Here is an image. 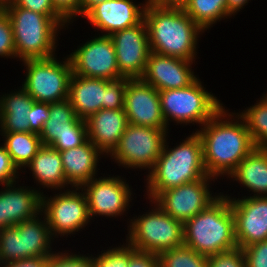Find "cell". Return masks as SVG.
<instances>
[{"mask_svg": "<svg viewBox=\"0 0 267 267\" xmlns=\"http://www.w3.org/2000/svg\"><path fill=\"white\" fill-rule=\"evenodd\" d=\"M259 99L256 104L237 113L245 121L254 145L267 148V91Z\"/></svg>", "mask_w": 267, "mask_h": 267, "instance_id": "obj_30", "label": "cell"}, {"mask_svg": "<svg viewBox=\"0 0 267 267\" xmlns=\"http://www.w3.org/2000/svg\"><path fill=\"white\" fill-rule=\"evenodd\" d=\"M3 145L10 154L13 163L19 170L32 161L38 150L43 146L39 134L34 132L0 133Z\"/></svg>", "mask_w": 267, "mask_h": 267, "instance_id": "obj_28", "label": "cell"}, {"mask_svg": "<svg viewBox=\"0 0 267 267\" xmlns=\"http://www.w3.org/2000/svg\"><path fill=\"white\" fill-rule=\"evenodd\" d=\"M124 110L128 124L168 128L161 110L159 91L141 78L128 80Z\"/></svg>", "mask_w": 267, "mask_h": 267, "instance_id": "obj_17", "label": "cell"}, {"mask_svg": "<svg viewBox=\"0 0 267 267\" xmlns=\"http://www.w3.org/2000/svg\"><path fill=\"white\" fill-rule=\"evenodd\" d=\"M158 267H208V256L183 244L158 254Z\"/></svg>", "mask_w": 267, "mask_h": 267, "instance_id": "obj_31", "label": "cell"}, {"mask_svg": "<svg viewBox=\"0 0 267 267\" xmlns=\"http://www.w3.org/2000/svg\"><path fill=\"white\" fill-rule=\"evenodd\" d=\"M108 176L95 177L80 187L85 193L92 221L95 216L108 218L124 216L131 206L134 196L131 185L119 175L108 174Z\"/></svg>", "mask_w": 267, "mask_h": 267, "instance_id": "obj_13", "label": "cell"}, {"mask_svg": "<svg viewBox=\"0 0 267 267\" xmlns=\"http://www.w3.org/2000/svg\"><path fill=\"white\" fill-rule=\"evenodd\" d=\"M113 245L107 247V250L101 251V254L94 253L93 259L96 267H128L130 258V244L127 242L118 247ZM103 252V253H102Z\"/></svg>", "mask_w": 267, "mask_h": 267, "instance_id": "obj_33", "label": "cell"}, {"mask_svg": "<svg viewBox=\"0 0 267 267\" xmlns=\"http://www.w3.org/2000/svg\"><path fill=\"white\" fill-rule=\"evenodd\" d=\"M56 57L22 61L26 71L21 85L36 102L50 104L68 99L71 62L68 56L63 60Z\"/></svg>", "mask_w": 267, "mask_h": 267, "instance_id": "obj_9", "label": "cell"}, {"mask_svg": "<svg viewBox=\"0 0 267 267\" xmlns=\"http://www.w3.org/2000/svg\"><path fill=\"white\" fill-rule=\"evenodd\" d=\"M88 140L86 120L80 119L71 127V132L57 136L50 145L58 151H65L71 148L79 147Z\"/></svg>", "mask_w": 267, "mask_h": 267, "instance_id": "obj_35", "label": "cell"}, {"mask_svg": "<svg viewBox=\"0 0 267 267\" xmlns=\"http://www.w3.org/2000/svg\"><path fill=\"white\" fill-rule=\"evenodd\" d=\"M246 267H267V240L242 248Z\"/></svg>", "mask_w": 267, "mask_h": 267, "instance_id": "obj_39", "label": "cell"}, {"mask_svg": "<svg viewBox=\"0 0 267 267\" xmlns=\"http://www.w3.org/2000/svg\"><path fill=\"white\" fill-rule=\"evenodd\" d=\"M14 5L24 9L43 14L61 15L53 6L51 0H12Z\"/></svg>", "mask_w": 267, "mask_h": 267, "instance_id": "obj_41", "label": "cell"}, {"mask_svg": "<svg viewBox=\"0 0 267 267\" xmlns=\"http://www.w3.org/2000/svg\"><path fill=\"white\" fill-rule=\"evenodd\" d=\"M165 2H168V3H180L182 0H163Z\"/></svg>", "mask_w": 267, "mask_h": 267, "instance_id": "obj_47", "label": "cell"}, {"mask_svg": "<svg viewBox=\"0 0 267 267\" xmlns=\"http://www.w3.org/2000/svg\"><path fill=\"white\" fill-rule=\"evenodd\" d=\"M208 267H246L242 248L236 247L208 256Z\"/></svg>", "mask_w": 267, "mask_h": 267, "instance_id": "obj_37", "label": "cell"}, {"mask_svg": "<svg viewBox=\"0 0 267 267\" xmlns=\"http://www.w3.org/2000/svg\"><path fill=\"white\" fill-rule=\"evenodd\" d=\"M91 38L67 55L71 62L72 74L106 80L123 77L117 65L112 38L100 33L99 36L97 34Z\"/></svg>", "mask_w": 267, "mask_h": 267, "instance_id": "obj_14", "label": "cell"}, {"mask_svg": "<svg viewBox=\"0 0 267 267\" xmlns=\"http://www.w3.org/2000/svg\"><path fill=\"white\" fill-rule=\"evenodd\" d=\"M225 105L200 129L203 162L209 176L228 177L256 147L243 118Z\"/></svg>", "mask_w": 267, "mask_h": 267, "instance_id": "obj_1", "label": "cell"}, {"mask_svg": "<svg viewBox=\"0 0 267 267\" xmlns=\"http://www.w3.org/2000/svg\"><path fill=\"white\" fill-rule=\"evenodd\" d=\"M29 124L30 132L40 134L44 123L49 118V103L33 101L30 109Z\"/></svg>", "mask_w": 267, "mask_h": 267, "instance_id": "obj_40", "label": "cell"}, {"mask_svg": "<svg viewBox=\"0 0 267 267\" xmlns=\"http://www.w3.org/2000/svg\"><path fill=\"white\" fill-rule=\"evenodd\" d=\"M19 185L18 182L2 185L3 188L0 191V229L15 226L41 213L43 190L39 192L36 187Z\"/></svg>", "mask_w": 267, "mask_h": 267, "instance_id": "obj_20", "label": "cell"}, {"mask_svg": "<svg viewBox=\"0 0 267 267\" xmlns=\"http://www.w3.org/2000/svg\"><path fill=\"white\" fill-rule=\"evenodd\" d=\"M60 154L65 177L71 188H80L97 177L100 158L105 157L90 140L79 147L60 151Z\"/></svg>", "mask_w": 267, "mask_h": 267, "instance_id": "obj_22", "label": "cell"}, {"mask_svg": "<svg viewBox=\"0 0 267 267\" xmlns=\"http://www.w3.org/2000/svg\"><path fill=\"white\" fill-rule=\"evenodd\" d=\"M128 267H158V255L152 252L138 251L130 245Z\"/></svg>", "mask_w": 267, "mask_h": 267, "instance_id": "obj_43", "label": "cell"}, {"mask_svg": "<svg viewBox=\"0 0 267 267\" xmlns=\"http://www.w3.org/2000/svg\"><path fill=\"white\" fill-rule=\"evenodd\" d=\"M179 4L204 32L217 22L231 18L226 0H182Z\"/></svg>", "mask_w": 267, "mask_h": 267, "instance_id": "obj_29", "label": "cell"}, {"mask_svg": "<svg viewBox=\"0 0 267 267\" xmlns=\"http://www.w3.org/2000/svg\"><path fill=\"white\" fill-rule=\"evenodd\" d=\"M202 83L198 78L189 86L159 91L161 110L168 128L170 122L180 126L199 124L201 128L223 107L221 100L208 92Z\"/></svg>", "mask_w": 267, "mask_h": 267, "instance_id": "obj_7", "label": "cell"}, {"mask_svg": "<svg viewBox=\"0 0 267 267\" xmlns=\"http://www.w3.org/2000/svg\"><path fill=\"white\" fill-rule=\"evenodd\" d=\"M68 251V252H67ZM54 252L47 258L46 267H96L93 255L76 254L69 250ZM70 252V253H69Z\"/></svg>", "mask_w": 267, "mask_h": 267, "instance_id": "obj_34", "label": "cell"}, {"mask_svg": "<svg viewBox=\"0 0 267 267\" xmlns=\"http://www.w3.org/2000/svg\"><path fill=\"white\" fill-rule=\"evenodd\" d=\"M27 168L32 172L33 180L35 179L37 187L39 186V192L41 186L43 189H53L52 191L71 187L65 177L60 151L51 146L43 145L25 167L24 172Z\"/></svg>", "mask_w": 267, "mask_h": 267, "instance_id": "obj_23", "label": "cell"}, {"mask_svg": "<svg viewBox=\"0 0 267 267\" xmlns=\"http://www.w3.org/2000/svg\"><path fill=\"white\" fill-rule=\"evenodd\" d=\"M54 193L52 197L42 193L41 208L54 239L75 235L91 223L87 199L80 188H66Z\"/></svg>", "mask_w": 267, "mask_h": 267, "instance_id": "obj_11", "label": "cell"}, {"mask_svg": "<svg viewBox=\"0 0 267 267\" xmlns=\"http://www.w3.org/2000/svg\"><path fill=\"white\" fill-rule=\"evenodd\" d=\"M15 227L20 234H23L24 259L49 257L55 252L51 247L55 239L50 233L46 218L42 212L15 225Z\"/></svg>", "mask_w": 267, "mask_h": 267, "instance_id": "obj_26", "label": "cell"}, {"mask_svg": "<svg viewBox=\"0 0 267 267\" xmlns=\"http://www.w3.org/2000/svg\"><path fill=\"white\" fill-rule=\"evenodd\" d=\"M54 8L72 24L80 16L81 0H51ZM72 22V23H71Z\"/></svg>", "mask_w": 267, "mask_h": 267, "instance_id": "obj_42", "label": "cell"}, {"mask_svg": "<svg viewBox=\"0 0 267 267\" xmlns=\"http://www.w3.org/2000/svg\"><path fill=\"white\" fill-rule=\"evenodd\" d=\"M0 57L17 60L12 24L3 9L0 11Z\"/></svg>", "mask_w": 267, "mask_h": 267, "instance_id": "obj_36", "label": "cell"}, {"mask_svg": "<svg viewBox=\"0 0 267 267\" xmlns=\"http://www.w3.org/2000/svg\"><path fill=\"white\" fill-rule=\"evenodd\" d=\"M212 176L162 191L153 201L172 218L185 223L214 203L223 192L213 194ZM211 188V189H210ZM213 194V195H212ZM218 194V195H217Z\"/></svg>", "mask_w": 267, "mask_h": 267, "instance_id": "obj_12", "label": "cell"}, {"mask_svg": "<svg viewBox=\"0 0 267 267\" xmlns=\"http://www.w3.org/2000/svg\"><path fill=\"white\" fill-rule=\"evenodd\" d=\"M224 196L229 198L234 215L237 247L267 240V196Z\"/></svg>", "mask_w": 267, "mask_h": 267, "instance_id": "obj_16", "label": "cell"}, {"mask_svg": "<svg viewBox=\"0 0 267 267\" xmlns=\"http://www.w3.org/2000/svg\"><path fill=\"white\" fill-rule=\"evenodd\" d=\"M23 259V234L15 226L0 229V265Z\"/></svg>", "mask_w": 267, "mask_h": 267, "instance_id": "obj_32", "label": "cell"}, {"mask_svg": "<svg viewBox=\"0 0 267 267\" xmlns=\"http://www.w3.org/2000/svg\"><path fill=\"white\" fill-rule=\"evenodd\" d=\"M228 178L251 191L250 197L267 196V148L255 147Z\"/></svg>", "mask_w": 267, "mask_h": 267, "instance_id": "obj_24", "label": "cell"}, {"mask_svg": "<svg viewBox=\"0 0 267 267\" xmlns=\"http://www.w3.org/2000/svg\"><path fill=\"white\" fill-rule=\"evenodd\" d=\"M184 245L205 256L237 247L234 215L224 193L184 223Z\"/></svg>", "mask_w": 267, "mask_h": 267, "instance_id": "obj_5", "label": "cell"}, {"mask_svg": "<svg viewBox=\"0 0 267 267\" xmlns=\"http://www.w3.org/2000/svg\"><path fill=\"white\" fill-rule=\"evenodd\" d=\"M130 78L115 80L89 78L72 74L68 100L79 119L86 120L101 109H124L127 82Z\"/></svg>", "mask_w": 267, "mask_h": 267, "instance_id": "obj_8", "label": "cell"}, {"mask_svg": "<svg viewBox=\"0 0 267 267\" xmlns=\"http://www.w3.org/2000/svg\"><path fill=\"white\" fill-rule=\"evenodd\" d=\"M193 63L195 64V61L160 55L151 51L141 79L158 91L183 88L199 78L192 69Z\"/></svg>", "mask_w": 267, "mask_h": 267, "instance_id": "obj_19", "label": "cell"}, {"mask_svg": "<svg viewBox=\"0 0 267 267\" xmlns=\"http://www.w3.org/2000/svg\"><path fill=\"white\" fill-rule=\"evenodd\" d=\"M1 144V143H0ZM13 163L10 154L3 144L0 145V185L17 183L21 171ZM17 180V181H16Z\"/></svg>", "mask_w": 267, "mask_h": 267, "instance_id": "obj_38", "label": "cell"}, {"mask_svg": "<svg viewBox=\"0 0 267 267\" xmlns=\"http://www.w3.org/2000/svg\"><path fill=\"white\" fill-rule=\"evenodd\" d=\"M107 0H81L80 16L83 18L93 7Z\"/></svg>", "mask_w": 267, "mask_h": 267, "instance_id": "obj_46", "label": "cell"}, {"mask_svg": "<svg viewBox=\"0 0 267 267\" xmlns=\"http://www.w3.org/2000/svg\"><path fill=\"white\" fill-rule=\"evenodd\" d=\"M3 9V4L0 2V11Z\"/></svg>", "mask_w": 267, "mask_h": 267, "instance_id": "obj_49", "label": "cell"}, {"mask_svg": "<svg viewBox=\"0 0 267 267\" xmlns=\"http://www.w3.org/2000/svg\"><path fill=\"white\" fill-rule=\"evenodd\" d=\"M88 140L107 157L117 147L128 125L124 109H101L86 119Z\"/></svg>", "mask_w": 267, "mask_h": 267, "instance_id": "obj_21", "label": "cell"}, {"mask_svg": "<svg viewBox=\"0 0 267 267\" xmlns=\"http://www.w3.org/2000/svg\"><path fill=\"white\" fill-rule=\"evenodd\" d=\"M150 50L160 55L196 61L204 31L178 3L148 0L144 10Z\"/></svg>", "mask_w": 267, "mask_h": 267, "instance_id": "obj_2", "label": "cell"}, {"mask_svg": "<svg viewBox=\"0 0 267 267\" xmlns=\"http://www.w3.org/2000/svg\"><path fill=\"white\" fill-rule=\"evenodd\" d=\"M149 202L150 210L127 222L125 241L138 251L157 255L183 245L184 223L167 215L153 200Z\"/></svg>", "mask_w": 267, "mask_h": 267, "instance_id": "obj_6", "label": "cell"}, {"mask_svg": "<svg viewBox=\"0 0 267 267\" xmlns=\"http://www.w3.org/2000/svg\"><path fill=\"white\" fill-rule=\"evenodd\" d=\"M80 119L68 99L49 104V118L39 134L42 145L50 146L57 136L71 132V127Z\"/></svg>", "mask_w": 267, "mask_h": 267, "instance_id": "obj_27", "label": "cell"}, {"mask_svg": "<svg viewBox=\"0 0 267 267\" xmlns=\"http://www.w3.org/2000/svg\"><path fill=\"white\" fill-rule=\"evenodd\" d=\"M19 88L0 95V133L30 132L28 116L34 100Z\"/></svg>", "mask_w": 267, "mask_h": 267, "instance_id": "obj_25", "label": "cell"}, {"mask_svg": "<svg viewBox=\"0 0 267 267\" xmlns=\"http://www.w3.org/2000/svg\"><path fill=\"white\" fill-rule=\"evenodd\" d=\"M110 37L114 43L120 74L130 79L141 78L151 52L145 20L133 27L117 31Z\"/></svg>", "mask_w": 267, "mask_h": 267, "instance_id": "obj_15", "label": "cell"}, {"mask_svg": "<svg viewBox=\"0 0 267 267\" xmlns=\"http://www.w3.org/2000/svg\"><path fill=\"white\" fill-rule=\"evenodd\" d=\"M13 28L18 61L45 59L55 56L60 30L70 23L62 15H43L14 5H3ZM66 25V26H65Z\"/></svg>", "mask_w": 267, "mask_h": 267, "instance_id": "obj_4", "label": "cell"}, {"mask_svg": "<svg viewBox=\"0 0 267 267\" xmlns=\"http://www.w3.org/2000/svg\"><path fill=\"white\" fill-rule=\"evenodd\" d=\"M10 1H12V0H0V2L4 5L5 3H8V2H10Z\"/></svg>", "mask_w": 267, "mask_h": 267, "instance_id": "obj_48", "label": "cell"}, {"mask_svg": "<svg viewBox=\"0 0 267 267\" xmlns=\"http://www.w3.org/2000/svg\"><path fill=\"white\" fill-rule=\"evenodd\" d=\"M250 0H226L227 4V13L230 17L239 13L244 6L248 5Z\"/></svg>", "mask_w": 267, "mask_h": 267, "instance_id": "obj_45", "label": "cell"}, {"mask_svg": "<svg viewBox=\"0 0 267 267\" xmlns=\"http://www.w3.org/2000/svg\"><path fill=\"white\" fill-rule=\"evenodd\" d=\"M48 257H35L23 259L12 263L0 265V267H46Z\"/></svg>", "mask_w": 267, "mask_h": 267, "instance_id": "obj_44", "label": "cell"}, {"mask_svg": "<svg viewBox=\"0 0 267 267\" xmlns=\"http://www.w3.org/2000/svg\"><path fill=\"white\" fill-rule=\"evenodd\" d=\"M169 128H152L128 124L117 147L108 156L120 167L126 169L148 170L155 165ZM121 165V166H120Z\"/></svg>", "mask_w": 267, "mask_h": 267, "instance_id": "obj_10", "label": "cell"}, {"mask_svg": "<svg viewBox=\"0 0 267 267\" xmlns=\"http://www.w3.org/2000/svg\"><path fill=\"white\" fill-rule=\"evenodd\" d=\"M168 137L161 155L144 179L146 199L154 200L162 191L209 176L203 162V144L196 131L173 148H169Z\"/></svg>", "mask_w": 267, "mask_h": 267, "instance_id": "obj_3", "label": "cell"}, {"mask_svg": "<svg viewBox=\"0 0 267 267\" xmlns=\"http://www.w3.org/2000/svg\"><path fill=\"white\" fill-rule=\"evenodd\" d=\"M136 4L133 0H107L93 7L83 18L100 30L101 35L111 36L117 31L133 27L144 19L148 0Z\"/></svg>", "mask_w": 267, "mask_h": 267, "instance_id": "obj_18", "label": "cell"}]
</instances>
